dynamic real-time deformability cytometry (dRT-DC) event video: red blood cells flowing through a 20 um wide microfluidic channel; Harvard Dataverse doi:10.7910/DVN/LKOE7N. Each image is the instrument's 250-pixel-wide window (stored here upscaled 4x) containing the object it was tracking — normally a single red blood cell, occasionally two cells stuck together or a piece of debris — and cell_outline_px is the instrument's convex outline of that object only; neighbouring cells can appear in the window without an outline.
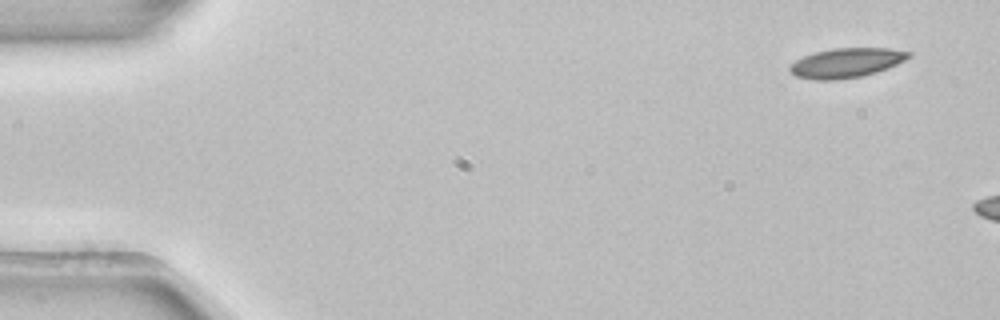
{"species": "common noctule bat (a hibernating species)", "species_latin": "Nyctalus noctula", "temperature_condition": "room temperature", "stored_images_in_passage": 3, "camera_frame_rate_fps": 3000, "um_per_image_px": 0.085, "animal": {"sex": "female", "body_mass_g": 22.7, "forearm_length_mm": 54.2}, "frame": {"image": 1, "passage_image": 1, "time_ms": 0.0, "image_size_px": [1000, 320], "cell_outline_px": [[912, 56], [896, 64], [876, 72], [860, 76], [836, 80], [816, 80], [796, 76], [788, 68], [796, 60], [804, 56], [816, 52], [832, 48], [888, 48], [912, 52]], "centroid_in_image_um": [71.95, 5.33], "position_along_channel_um": 13.0, "area_um2": 20.23}}